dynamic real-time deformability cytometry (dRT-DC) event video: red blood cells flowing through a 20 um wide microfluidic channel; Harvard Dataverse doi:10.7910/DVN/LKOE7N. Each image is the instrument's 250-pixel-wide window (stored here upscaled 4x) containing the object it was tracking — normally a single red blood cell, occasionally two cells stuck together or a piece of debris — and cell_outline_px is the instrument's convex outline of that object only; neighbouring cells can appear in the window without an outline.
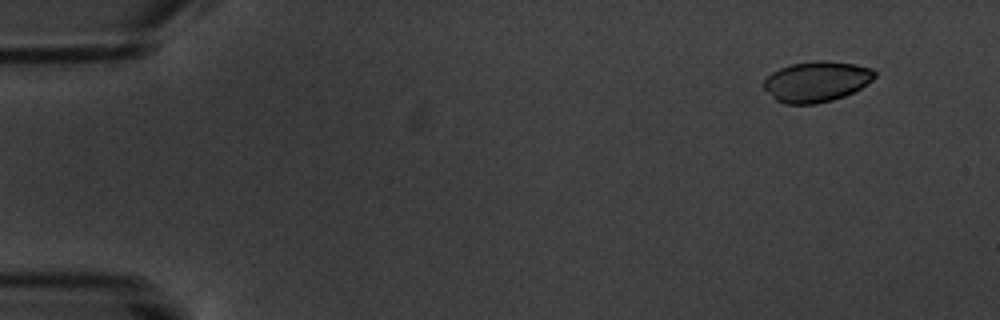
{"species": "common noctule bat (a hibernating species)", "species_latin": "Nyctalus noctula", "temperature_condition": "warm", "stored_images_in_passage": 6, "segment_of_instrument_passage": [2, 2], "camera_frame_rate_fps": 3000, "um_per_image_px": 0.085, "animal": {"sex": "male", "body_mass_g": 20.1, "forearm_length_mm": 53.5}, "frame": {"image": 1, "passage_image": 6, "time_ms": 6.0, "image_size_px": [1000, 320], "cell_outline_px": [[876, 76], [872, 80], [860, 88], [844, 96], [832, 100], [816, 104], [784, 104], [776, 100], [764, 88], [764, 80], [772, 72], [780, 68], [792, 64], [812, 60], [828, 60], [856, 64], [872, 68], [876, 72]], "centroid_in_image_um": [69.42, 6.92], "position_along_channel_um": 15.6, "area_um2": 26.3}}